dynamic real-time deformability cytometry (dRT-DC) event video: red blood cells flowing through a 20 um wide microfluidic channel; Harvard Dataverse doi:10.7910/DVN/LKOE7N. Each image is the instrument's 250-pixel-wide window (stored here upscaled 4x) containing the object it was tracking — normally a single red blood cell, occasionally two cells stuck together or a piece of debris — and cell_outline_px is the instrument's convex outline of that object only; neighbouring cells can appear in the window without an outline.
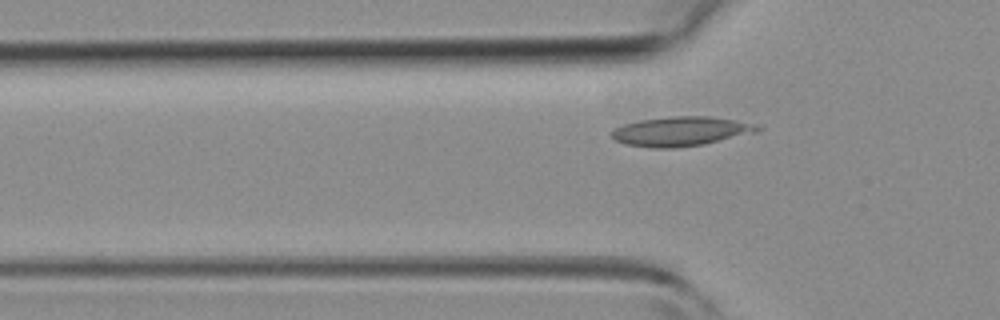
{"species": "common noctule bat (a hibernating species)", "species_latin": "Nyctalus noctula", "temperature_condition": "room temperature", "stored_images_in_passage": 4, "segment_of_instrument_passage": [2, 2], "camera_frame_rate_fps": 3000, "um_per_image_px": 0.085, "animal": {"sex": "female", "body_mass_g": 19.3, "forearm_length_mm": 54.1}, "frame": {"image": 1, "passage_image": 4, "time_ms": 4.667, "image_size_px": [1000, 320], "cell_outline_px": [[764, 128], [756, 132], [704, 144], [676, 148], [652, 148], [624, 144], [616, 140], [612, 136], [612, 132], [616, 128], [624, 124], [640, 120], [672, 116], [708, 116], [736, 120], [752, 124]], "centroid_in_image_um": [57.87, 11.17], "position_along_channel_um": 67.9, "area_um2": 24.8}}